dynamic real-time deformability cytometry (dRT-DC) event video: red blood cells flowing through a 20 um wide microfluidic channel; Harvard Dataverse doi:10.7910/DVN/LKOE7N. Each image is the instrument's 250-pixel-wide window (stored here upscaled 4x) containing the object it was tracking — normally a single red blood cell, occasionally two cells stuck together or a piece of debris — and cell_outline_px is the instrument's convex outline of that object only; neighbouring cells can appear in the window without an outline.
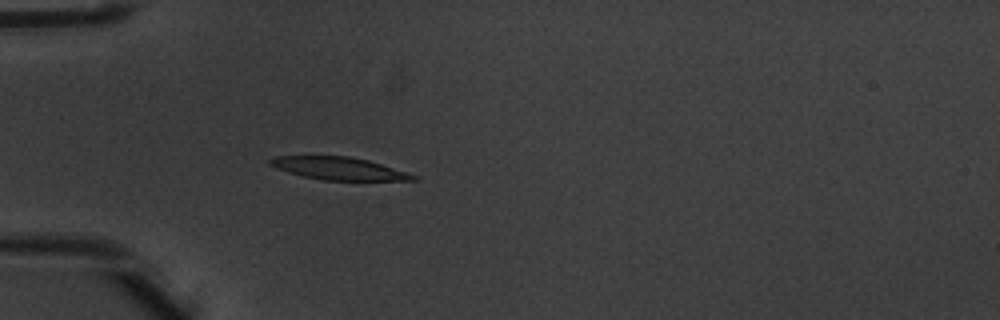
{"species": "common noctule bat (a hibernating species)", "species_latin": "Nyctalus noctula", "temperature_condition": "warm", "stored_images_in_passage": 1, "camera_frame_rate_fps": 3000, "um_per_image_px": 0.085, "animal": {"sex": "male", "body_mass_g": 20.1, "forearm_length_mm": 53.5}, "frame": {"image": 1, "passage_image": 1, "time_ms": 0.0, "image_size_px": [1000, 320], "cell_outline_px": [[420, 176], [416, 180], [324, 180], [304, 176], [288, 172], [276, 168], [268, 164], [268, 160], [276, 156], [348, 156], [368, 160]], "centroid_in_image_um": [28.8, 14.31], "position_along_channel_um": 56.2, "area_um2": 18.73}}